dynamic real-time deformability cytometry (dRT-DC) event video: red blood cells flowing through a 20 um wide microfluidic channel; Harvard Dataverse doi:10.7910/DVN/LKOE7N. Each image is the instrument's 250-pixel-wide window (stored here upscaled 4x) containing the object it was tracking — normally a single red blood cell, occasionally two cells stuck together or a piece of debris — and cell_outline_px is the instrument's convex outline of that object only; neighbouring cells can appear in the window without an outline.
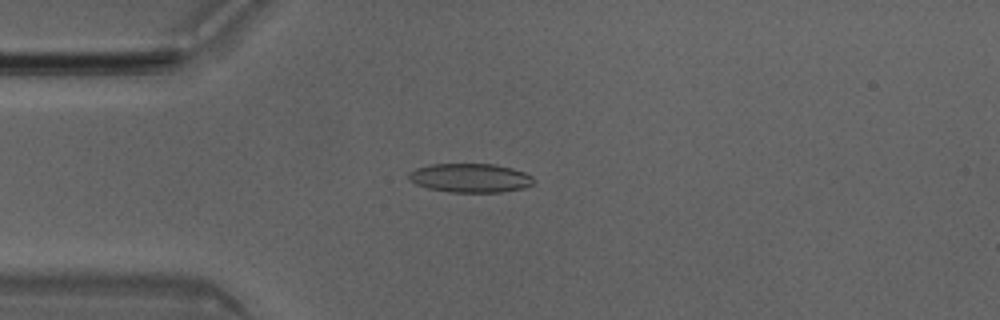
{"species": "Egyptian fruit bat (a non-hibernating species)", "species_latin": "Rousettus aegyptiacus", "temperature_condition": "room temperature", "stored_images_in_passage": 39, "camera_frame_rate_fps": 3000, "um_per_image_px": 0.085, "animal": {"sex": "male"}, "frame": {"image": 1, "passage_image": 2, "time_ms": 0.333, "image_size_px": [1000, 320], "cell_outline_px": [[536, 180], [532, 184], [524, 188], [500, 192], [448, 192], [428, 188], [416, 184], [408, 180], [408, 172], [416, 168], [432, 164], [496, 164], [512, 168], [524, 172], [532, 176]], "centroid_in_image_um": [39.97, 15.12], "position_along_channel_um": 45.0, "area_um2": 21.21}}
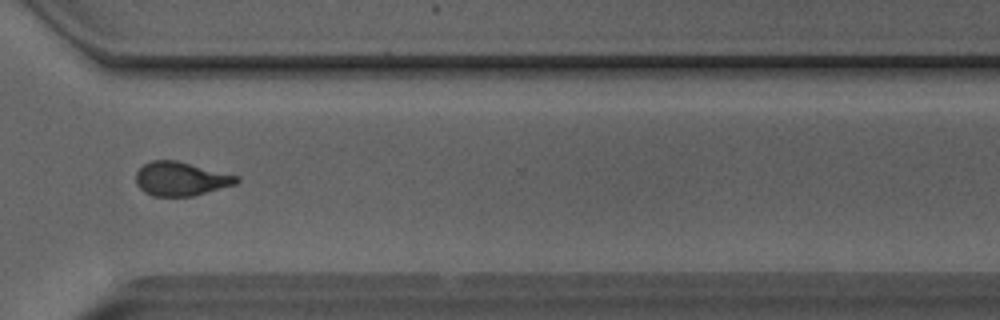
{"frame": {"image": 2, "passage_image": 26, "time_ms": 8.333, "image_size_px": [1000, 320], "cell_outline_px": [[240, 180], [236, 184], [192, 196], [152, 196], [144, 192], [136, 184], [136, 172], [144, 164], [152, 160], [176, 160], [240, 176]], "centroid_in_image_um": [15.37, 15.2], "position_along_channel_um": 355.2, "area_um2": 19.88}}
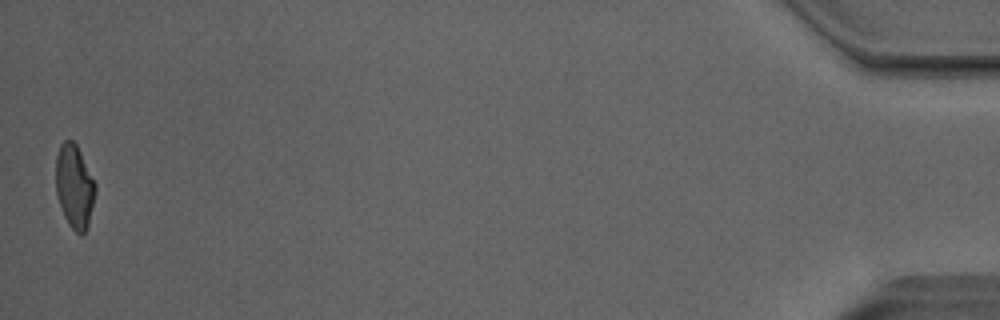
{"frame": {"image": 3, "passage_image": 39, "time_ms": 12.667, "image_size_px": [1000, 320], "cell_outline_px": [[96, 192], [88, 224], [84, 232], [80, 236], [68, 224], [64, 216], [56, 192], [56, 156], [60, 144], [64, 140], [72, 140], [76, 144], [96, 184]], "centroid_in_image_um": [6.32, 15.84], "position_along_channel_um": 428.9, "area_um2": 19.13}, "authors_computed_cell_mechanics": {"area_um2": 19.9988, "velocity_mm_per_s": 4.0625, "shape_relaxation_time_tau1_ms": 5.3614, "shape_relaxation_time_tau2_ms": 1.5082, "deformation_change_tau1": 0.1628, "deformation_change_tau2": 0.0854}}